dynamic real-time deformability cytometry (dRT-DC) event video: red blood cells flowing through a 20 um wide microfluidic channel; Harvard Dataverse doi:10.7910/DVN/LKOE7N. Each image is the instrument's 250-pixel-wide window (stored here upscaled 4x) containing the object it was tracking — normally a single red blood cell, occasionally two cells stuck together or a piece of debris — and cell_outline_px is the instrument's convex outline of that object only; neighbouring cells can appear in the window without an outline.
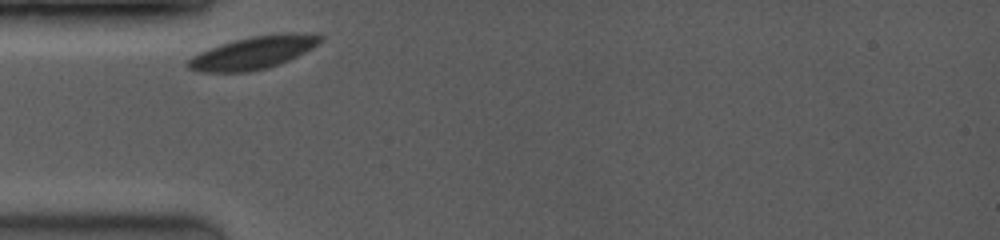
{"species": "common noctule bat (a hibernating species)", "species_latin": "Nyctalus noctula", "temperature_condition": "room temperature", "stored_images_in_passage": 13, "camera_frame_rate_fps": 3500, "um_per_image_px": 0.085, "animal": {"sex": "female", "body_mass_g": 19.0, "forearm_length_mm": 53.3}, "frame": {"image": 1, "passage_image": 1, "time_ms": 0.0, "image_size_px": [1000, 240], "cell_outline_px": [[324, 40], [312, 48], [280, 64], [268, 68], [248, 72], [196, 72], [188, 68], [188, 60], [192, 56], [200, 52], [220, 44], [252, 36], [288, 32], [316, 32], [324, 36]], "centroid_in_image_um": [21.6, 4.46], "position_along_channel_um": 63.4, "area_um2": 25.43}}
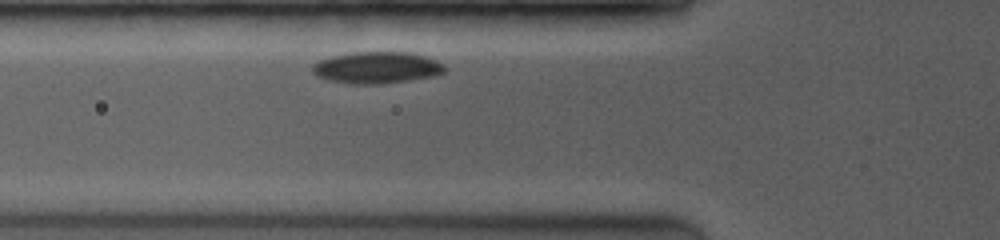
{"frame": {"image": 2, "passage_image": 4, "time_ms": 0.857, "image_size_px": [1000, 240], "cell_outline_px": [[448, 68], [444, 72], [432, 76], [408, 80], [372, 84], [352, 84], [328, 80], [316, 76], [312, 72], [312, 68], [320, 60], [332, 56], [352, 52], [408, 52], [424, 56], [436, 60], [444, 64]], "centroid_in_image_um": [32.03, 5.74], "position_along_channel_um": 93.8, "area_um2": 24.22}}
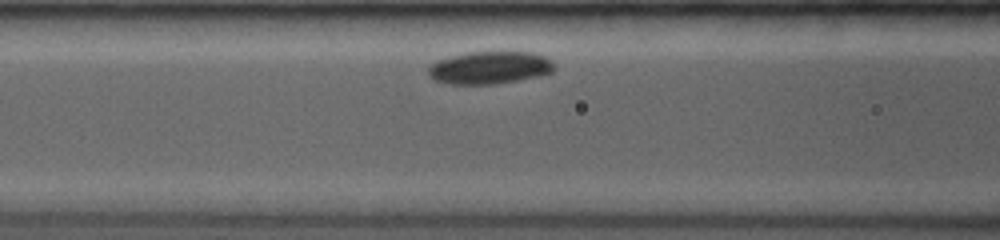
{"frame": {"image": 3, "passage_image": 8, "time_ms": 1.714, "image_size_px": [1000, 240], "cell_outline_px": [[556, 68], [552, 72], [540, 76], [492, 84], [452, 84], [432, 80], [428, 76], [428, 68], [436, 60], [468, 52], [532, 52], [544, 56], [552, 60]], "centroid_in_image_um": [41.62, 5.75], "position_along_channel_um": 125.0, "area_um2": 23.99}}